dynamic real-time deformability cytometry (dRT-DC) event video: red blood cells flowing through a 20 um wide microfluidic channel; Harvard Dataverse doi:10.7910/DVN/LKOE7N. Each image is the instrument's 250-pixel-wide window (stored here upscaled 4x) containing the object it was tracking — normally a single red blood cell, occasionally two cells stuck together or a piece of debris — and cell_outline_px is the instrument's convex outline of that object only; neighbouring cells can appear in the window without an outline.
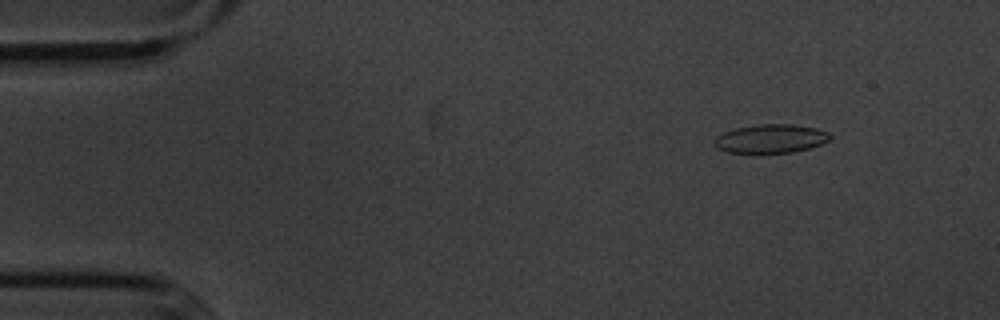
{"species": "common noctule bat (a hibernating species)", "species_latin": "Nyctalus noctula", "temperature_condition": "cold", "stored_images_in_passage": 56, "camera_frame_rate_fps": 3000, "um_per_image_px": 0.085, "animal": {"sex": "male", "body_mass_g": 20.1, "forearm_length_mm": 53.5}, "frame": {"image": 1, "passage_image": 7, "time_ms": 2.0, "image_size_px": [1000, 320], "cell_outline_px": [[832, 136], [828, 140], [820, 144], [808, 148], [792, 152], [728, 152], [716, 148], [712, 144], [712, 140], [716, 136], [724, 132], [736, 128], [756, 124], [792, 124], [816, 128], [828, 132]], "centroid_in_image_um": [65.46, 11.77], "position_along_channel_um": 19.5, "area_um2": 19.25}}
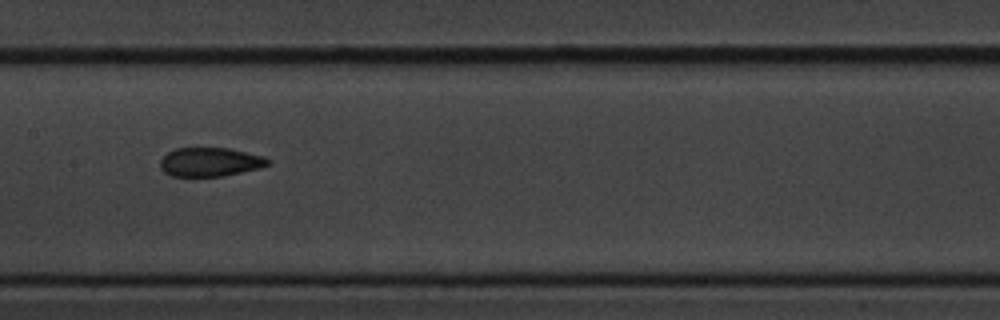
{"frame": {"image": 2, "passage_image": 28, "time_ms": 9.0, "image_size_px": [1000, 320], "cell_outline_px": [[268, 164], [256, 168], [224, 176], [172, 176], [164, 172], [160, 168], [160, 160], [168, 152], [176, 148], [228, 148], [264, 156], [268, 160]], "centroid_in_image_um": [17.8, 13.76], "position_along_channel_um": 189.6, "area_um2": 17.86}}
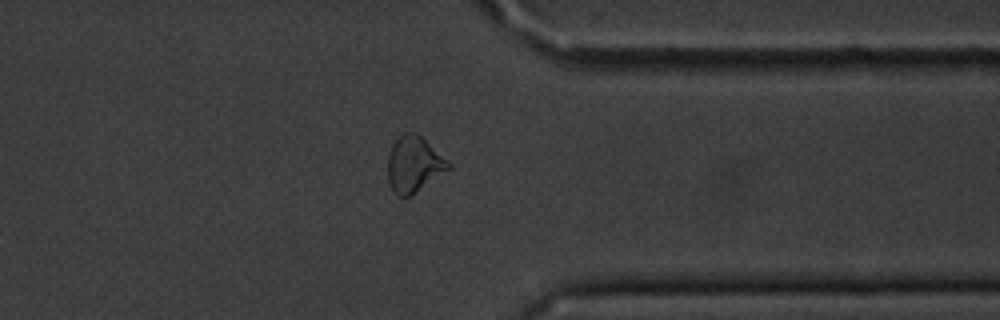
{"frame": {"image": 3, "passage_image": 44, "time_ms": 14.333, "image_size_px": [1000, 320], "cell_outline_px": [[452, 168], [412, 196], [400, 196], [392, 188], [388, 180], [388, 156], [392, 144], [404, 132], [416, 132], [448, 160], [452, 164]], "centroid_in_image_um": [35.21, 13.97], "position_along_channel_um": 376.2, "area_um2": 19.83}, "authors_computed_cell_mechanics": {"area_um2": 19.363, "velocity_mm_per_s": 3.6007, "shape_relaxation_time_tau1_ms": 6.2706, "shape_relaxation_time_tau2_ms": 1.6097, "deformation_change_tau1": 0.1707, "deformation_change_tau2": 0.0772}}